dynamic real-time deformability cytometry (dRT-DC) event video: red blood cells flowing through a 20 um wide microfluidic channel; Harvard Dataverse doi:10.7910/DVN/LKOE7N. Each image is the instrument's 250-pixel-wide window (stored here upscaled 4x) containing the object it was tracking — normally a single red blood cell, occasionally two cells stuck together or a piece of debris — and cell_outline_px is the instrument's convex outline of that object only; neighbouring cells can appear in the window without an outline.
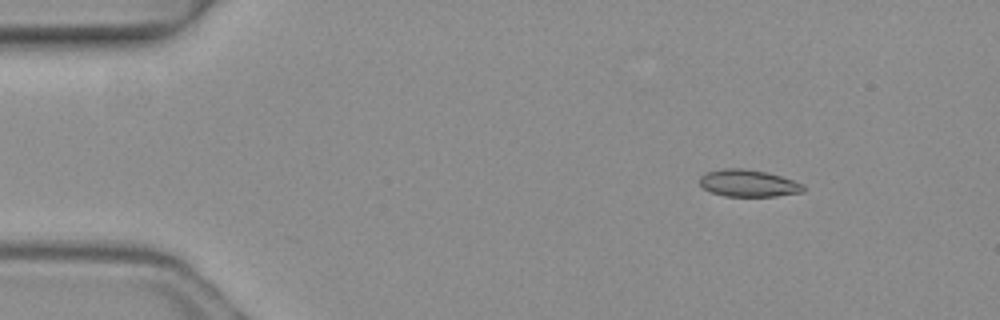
{"species": "common noctule bat (a hibernating species)", "species_latin": "Nyctalus noctula", "temperature_condition": "warm", "stored_images_in_passage": 4, "camera_frame_rate_fps": 3000, "um_per_image_px": 0.085, "animal": {"sex": "female", "body_mass_g": 19.3, "forearm_length_mm": 54.1}, "frame": {"image": 1, "passage_image": 2, "time_ms": 0.333, "image_size_px": [1000, 320], "cell_outline_px": [[804, 192], [776, 196], [724, 196], [712, 192], [704, 188], [700, 184], [700, 176], [708, 172], [724, 168], [744, 168], [768, 172], [804, 184]], "centroid_in_image_um": [63.63, 15.57], "position_along_channel_um": 21.4, "area_um2": 16.3}}